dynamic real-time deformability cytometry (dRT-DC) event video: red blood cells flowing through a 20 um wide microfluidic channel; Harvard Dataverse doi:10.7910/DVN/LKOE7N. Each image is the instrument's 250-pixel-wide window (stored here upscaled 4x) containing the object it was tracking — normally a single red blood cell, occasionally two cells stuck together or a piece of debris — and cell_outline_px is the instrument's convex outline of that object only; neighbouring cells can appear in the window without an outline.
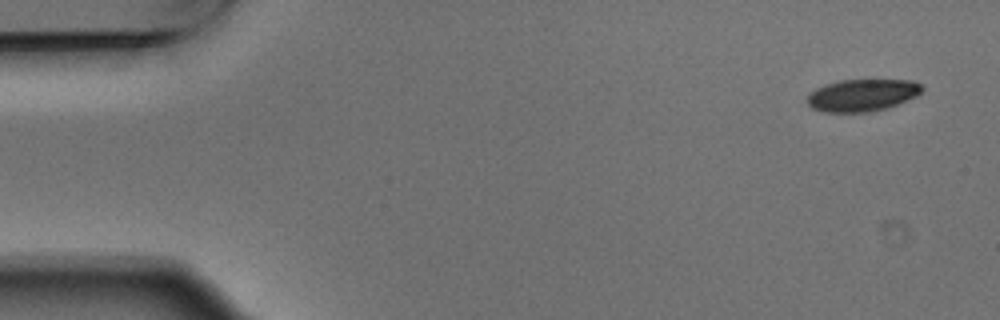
{"species": "Egyptian fruit bat (a non-hibernating species)", "species_latin": "Rousettus aegyptiacus", "temperature_condition": "warm", "stored_images_in_passage": 6, "camera_frame_rate_fps": 3000, "um_per_image_px": 0.085, "animal": {"sex": "male"}, "frame": {"image": 1, "passage_image": 1, "time_ms": 0.0, "image_size_px": [1000, 320], "cell_outline_px": [[924, 88], [916, 96], [888, 108], [872, 112], [824, 112], [812, 108], [804, 100], [816, 88], [840, 80], [912, 80], [920, 84]], "centroid_in_image_um": [73.28, 8.1], "position_along_channel_um": 11.7, "area_um2": 21.5}}
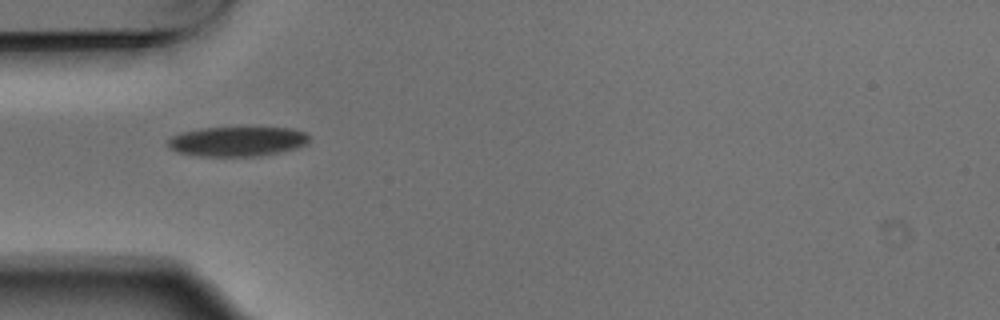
{"frame": {"image": 2, "passage_image": 5, "time_ms": 1.333, "image_size_px": [1000, 320], "cell_outline_px": [[308, 144], [296, 148], [280, 152], [260, 156], [200, 156], [176, 152], [168, 148], [168, 140], [172, 136], [184, 132], [204, 128], [292, 128], [304, 132], [308, 136]], "centroid_in_image_um": [20.17, 12.03], "position_along_channel_um": 64.8, "area_um2": 24.33}}
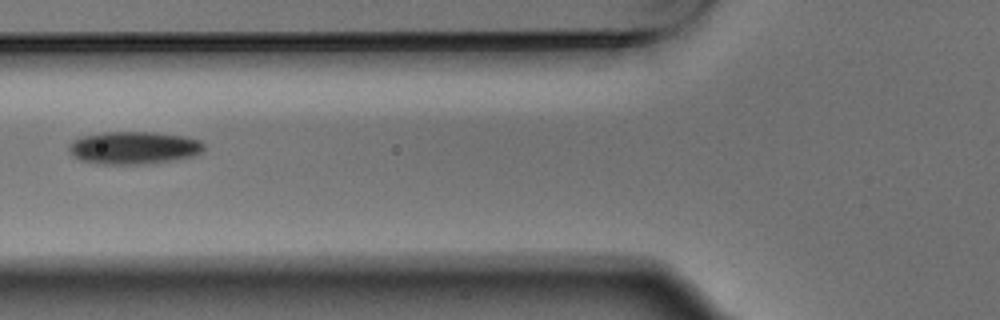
{"frame": {"image": 3, "passage_image": 6, "time_ms": 1.667, "image_size_px": [1000, 320], "cell_outline_px": [[204, 152], [192, 156], [172, 160], [136, 164], [96, 164], [80, 160], [68, 152], [68, 144], [72, 140], [84, 136], [104, 132], [156, 132], [188, 136], [200, 140], [204, 144]], "centroid_in_image_um": [11.37, 12.55], "position_along_channel_um": 114.4, "area_um2": 25.89}}